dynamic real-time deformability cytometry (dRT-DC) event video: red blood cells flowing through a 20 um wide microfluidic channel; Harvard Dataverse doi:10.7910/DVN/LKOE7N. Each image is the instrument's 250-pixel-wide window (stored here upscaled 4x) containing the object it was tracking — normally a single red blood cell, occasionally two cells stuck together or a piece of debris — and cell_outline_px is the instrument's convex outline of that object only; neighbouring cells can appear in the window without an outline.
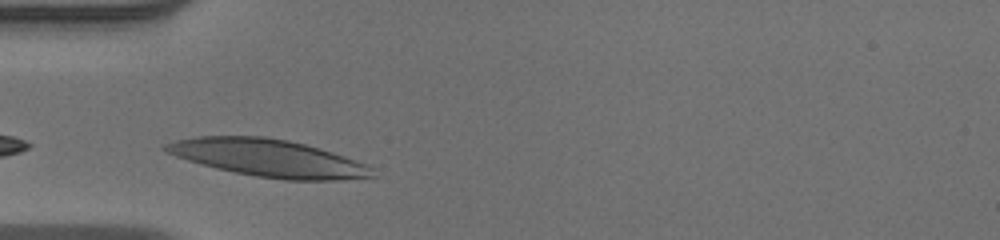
{"species": "human", "species_latin": "Homo sapiens", "temperature_condition": "warm", "stored_images_in_passage": 28, "camera_frame_rate_fps": 3000, "um_per_image_px": 0.085, "donor": {"sex": "male"}, "frame": {"image": 1, "passage_image": 1, "time_ms": 0.0, "image_size_px": [1000, 240], "cell_outline_px": [[372, 176], [332, 180], [284, 180], [256, 176], [216, 168], [188, 160], [176, 156], [160, 148], [164, 144], [176, 140], [196, 136], [264, 136], [288, 140], [304, 144], [344, 156], [364, 164], [372, 168]], "centroid_in_image_um": [22.73, 13.42], "position_along_channel_um": 62.3, "area_um2": 44.33}}
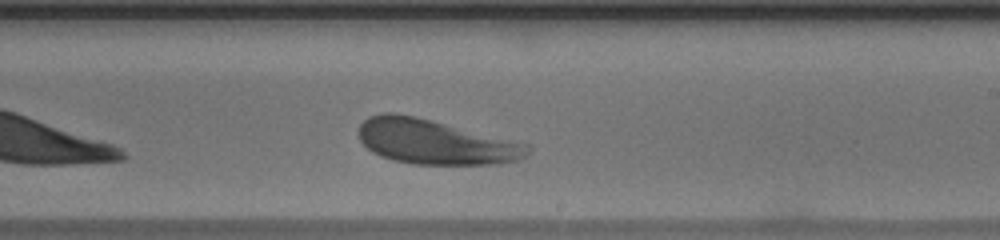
{"frame": {"image": 2, "passage_image": 16, "time_ms": 5.0, "image_size_px": [1000, 240], "cell_outline_px": [[528, 152], [524, 156], [516, 160], [496, 164], [412, 164], [392, 160], [380, 156], [372, 152], [360, 140], [360, 124], [368, 116], [380, 112], [392, 112], [416, 116], [528, 144]], "centroid_in_image_um": [36.92, 12.05], "position_along_channel_um": 252.1, "area_um2": 43.7}}
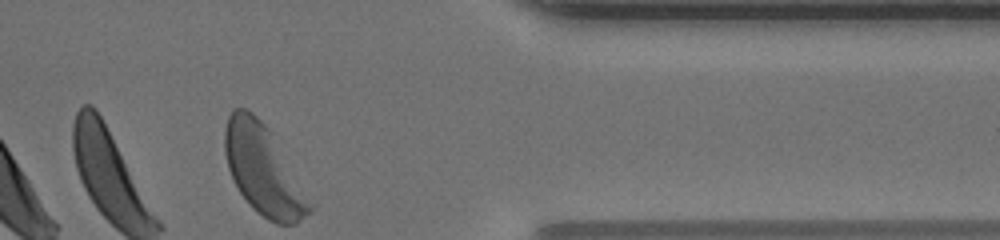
{"frame": {"image": 3, "passage_image": 28, "time_ms": 9.0, "image_size_px": [1000, 240], "cell_outline_px": [[316, 208], [312, 212], [296, 224], [276, 224], [268, 220], [256, 212], [252, 208], [240, 192], [228, 168], [224, 152], [224, 128], [228, 116], [232, 108], [244, 108], [252, 112], [268, 128]], "centroid_in_image_um": [22.39, 14.48], "position_along_channel_um": 389.0, "area_um2": 44.22}, "authors_computed_cell_mechanics": {"area_um2": 42.8009, "velocity_mm_per_s": 3.8467, "shape_relaxation_time_tau1_ms": 1.5327, "shape_relaxation_time_tau2_ms": 5.0398, "deformation_change_tau1": 0.1175, "deformation_change_tau2": 0.1185}}